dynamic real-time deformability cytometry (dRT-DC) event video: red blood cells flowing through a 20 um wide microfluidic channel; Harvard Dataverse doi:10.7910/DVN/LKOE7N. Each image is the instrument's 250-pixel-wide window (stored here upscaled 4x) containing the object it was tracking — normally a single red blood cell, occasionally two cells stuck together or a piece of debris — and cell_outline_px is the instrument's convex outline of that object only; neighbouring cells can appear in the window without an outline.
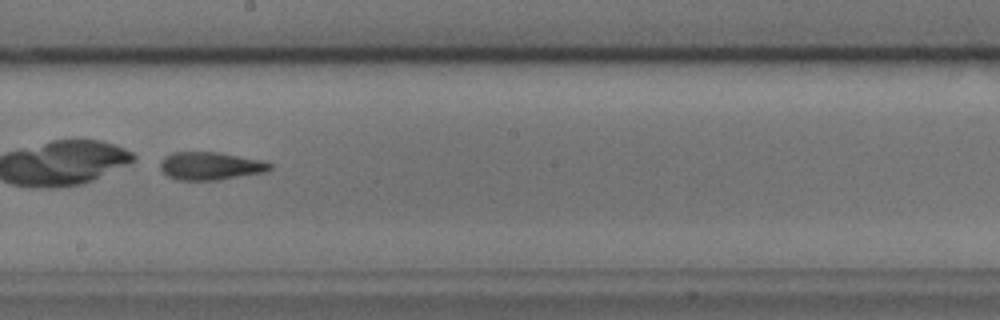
{"species": "common noctule bat (a hibernating species)", "species_latin": "Nyctalus noctula", "temperature_condition": "cold", "stored_images_in_passage": 40, "camera_frame_rate_fps": 3000, "um_per_image_px": 0.085, "animal": {"sex": "male", "body_mass_g": 17.9, "forearm_length_mm": 54.2}, "frame": {"image": 1, "passage_image": 18, "time_ms": 5.667, "image_size_px": [1000, 320], "cell_outline_px": [[272, 168], [264, 172], [216, 180], [180, 180], [168, 176], [160, 168], [160, 160], [164, 156], [172, 152], [220, 152], [264, 160], [272, 164]], "centroid_in_image_um": [17.89, 14.09], "position_along_channel_um": 230.3, "area_um2": 17.92}, "authors_computed_cell_mechanics": {"area_um2": 18.3226, "velocity_mm_per_s": 3.7913, "shape_relaxation_time_tau1_ms": 7.4462, "shape_relaxation_time_tau2_ms": null, "deformation_change_tau1": 0.2363, "deformation_change_tau2": null}}